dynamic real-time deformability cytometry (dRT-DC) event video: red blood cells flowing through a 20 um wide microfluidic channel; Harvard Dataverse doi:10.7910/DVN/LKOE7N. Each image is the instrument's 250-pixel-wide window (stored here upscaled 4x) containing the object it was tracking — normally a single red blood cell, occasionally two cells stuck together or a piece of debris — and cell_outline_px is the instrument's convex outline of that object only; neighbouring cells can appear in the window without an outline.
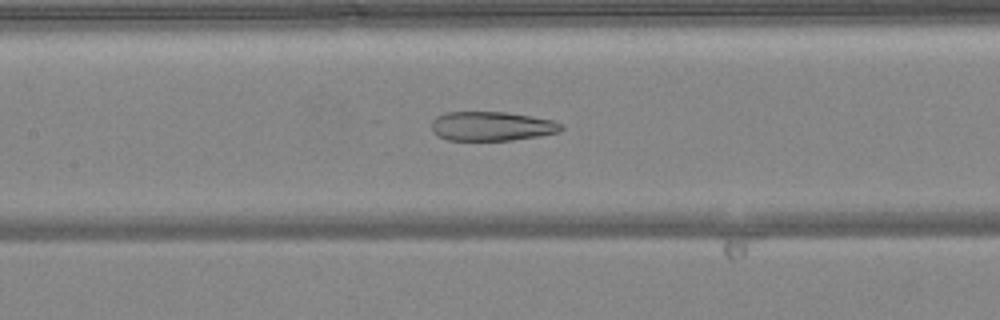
{"species": "common noctule bat (a hibernating species)", "species_latin": "Nyctalus noctula", "temperature_condition": "warm", "stored_images_in_passage": 50, "camera_frame_rate_fps": 3000, "um_per_image_px": 0.085, "animal": {"sex": "female", "body_mass_g": 24.6, "forearm_length_mm": 56.2}, "frame": {"image": 1, "passage_image": 23, "time_ms": 7.333, "image_size_px": [1000, 320], "cell_outline_px": [[564, 128], [560, 132], [540, 136], [512, 140], [448, 140], [432, 132], [432, 120], [436, 116], [444, 112], [504, 112], [552, 120], [564, 124]], "centroid_in_image_um": [41.8, 10.73], "position_along_channel_um": 165.6, "area_um2": 22.14}}
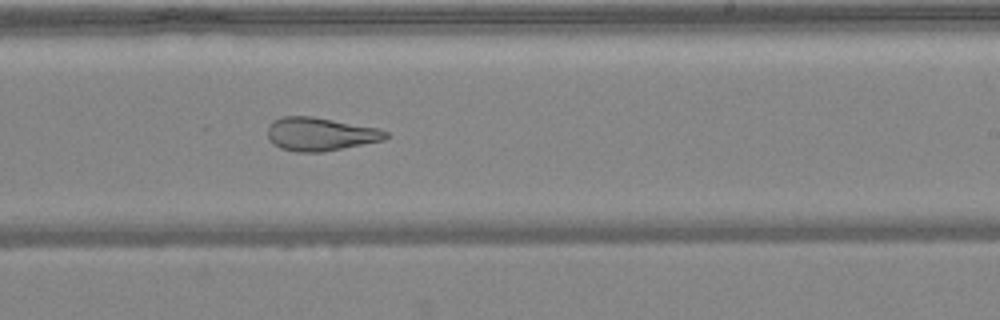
{"frame": {"image": 2, "passage_image": 30, "time_ms": 9.667, "image_size_px": [1000, 320], "cell_outline_px": [[388, 136], [384, 140], [320, 152], [296, 152], [280, 148], [272, 144], [268, 140], [268, 128], [272, 120], [280, 116], [312, 116], [380, 128], [388, 132]], "centroid_in_image_um": [27.19, 11.39], "position_along_channel_um": 261.8, "area_um2": 23.06}}
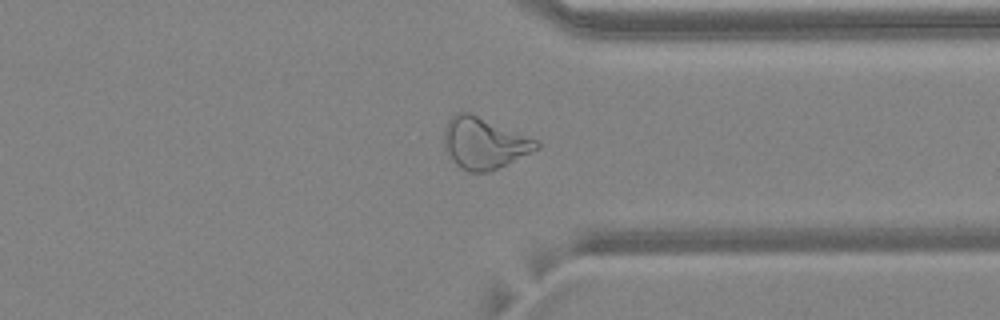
{"frame": {"image": 3, "passage_image": 38, "time_ms": 12.333, "image_size_px": [1000, 320], "cell_outline_px": [[540, 148], [532, 152], [488, 172], [468, 172], [460, 168], [448, 156], [444, 148], [444, 128], [448, 120], [456, 112], [472, 112], [536, 140], [540, 144]], "centroid_in_image_um": [41.1, 12.15], "position_along_channel_um": 370.3, "area_um2": 27.69}, "authors_computed_cell_mechanics": {"area_um2": 29.1312, "velocity_mm_per_s": 4.137, "shape_relaxation_time_tau1_ms": null, "shape_relaxation_time_tau2_ms": 2.0829, "deformation_change_tau1": null, "deformation_change_tau2": 0.1155}}